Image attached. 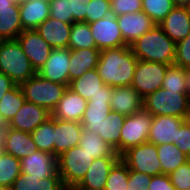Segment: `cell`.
Segmentation results:
<instances>
[{
  "label": "cell",
  "instance_id": "8",
  "mask_svg": "<svg viewBox=\"0 0 190 190\" xmlns=\"http://www.w3.org/2000/svg\"><path fill=\"white\" fill-rule=\"evenodd\" d=\"M120 159L129 170L155 176L162 174V166L157 154V145L145 142L125 151Z\"/></svg>",
  "mask_w": 190,
  "mask_h": 190
},
{
  "label": "cell",
  "instance_id": "16",
  "mask_svg": "<svg viewBox=\"0 0 190 190\" xmlns=\"http://www.w3.org/2000/svg\"><path fill=\"white\" fill-rule=\"evenodd\" d=\"M186 120L176 116H153L148 142L155 145L173 143L177 146L178 129Z\"/></svg>",
  "mask_w": 190,
  "mask_h": 190
},
{
  "label": "cell",
  "instance_id": "47",
  "mask_svg": "<svg viewBox=\"0 0 190 190\" xmlns=\"http://www.w3.org/2000/svg\"><path fill=\"white\" fill-rule=\"evenodd\" d=\"M177 147L190 158V121L186 120L178 129Z\"/></svg>",
  "mask_w": 190,
  "mask_h": 190
},
{
  "label": "cell",
  "instance_id": "40",
  "mask_svg": "<svg viewBox=\"0 0 190 190\" xmlns=\"http://www.w3.org/2000/svg\"><path fill=\"white\" fill-rule=\"evenodd\" d=\"M110 5V0H90L86 23L89 24L111 15Z\"/></svg>",
  "mask_w": 190,
  "mask_h": 190
},
{
  "label": "cell",
  "instance_id": "13",
  "mask_svg": "<svg viewBox=\"0 0 190 190\" xmlns=\"http://www.w3.org/2000/svg\"><path fill=\"white\" fill-rule=\"evenodd\" d=\"M70 49H53L45 65L37 72L42 78L69 86Z\"/></svg>",
  "mask_w": 190,
  "mask_h": 190
},
{
  "label": "cell",
  "instance_id": "31",
  "mask_svg": "<svg viewBox=\"0 0 190 190\" xmlns=\"http://www.w3.org/2000/svg\"><path fill=\"white\" fill-rule=\"evenodd\" d=\"M78 145L82 147V150L93 156L94 159L107 156H119L97 133L84 128Z\"/></svg>",
  "mask_w": 190,
  "mask_h": 190
},
{
  "label": "cell",
  "instance_id": "44",
  "mask_svg": "<svg viewBox=\"0 0 190 190\" xmlns=\"http://www.w3.org/2000/svg\"><path fill=\"white\" fill-rule=\"evenodd\" d=\"M175 65L185 69L190 67V34L176 43Z\"/></svg>",
  "mask_w": 190,
  "mask_h": 190
},
{
  "label": "cell",
  "instance_id": "32",
  "mask_svg": "<svg viewBox=\"0 0 190 190\" xmlns=\"http://www.w3.org/2000/svg\"><path fill=\"white\" fill-rule=\"evenodd\" d=\"M157 154L162 166V174L166 175L189 160V157L173 143L157 145Z\"/></svg>",
  "mask_w": 190,
  "mask_h": 190
},
{
  "label": "cell",
  "instance_id": "46",
  "mask_svg": "<svg viewBox=\"0 0 190 190\" xmlns=\"http://www.w3.org/2000/svg\"><path fill=\"white\" fill-rule=\"evenodd\" d=\"M89 2L90 0H71V24L74 22H86Z\"/></svg>",
  "mask_w": 190,
  "mask_h": 190
},
{
  "label": "cell",
  "instance_id": "45",
  "mask_svg": "<svg viewBox=\"0 0 190 190\" xmlns=\"http://www.w3.org/2000/svg\"><path fill=\"white\" fill-rule=\"evenodd\" d=\"M150 182V175L129 170L127 190H148Z\"/></svg>",
  "mask_w": 190,
  "mask_h": 190
},
{
  "label": "cell",
  "instance_id": "14",
  "mask_svg": "<svg viewBox=\"0 0 190 190\" xmlns=\"http://www.w3.org/2000/svg\"><path fill=\"white\" fill-rule=\"evenodd\" d=\"M116 18L123 40L128 46L156 25L143 11L123 14Z\"/></svg>",
  "mask_w": 190,
  "mask_h": 190
},
{
  "label": "cell",
  "instance_id": "3",
  "mask_svg": "<svg viewBox=\"0 0 190 190\" xmlns=\"http://www.w3.org/2000/svg\"><path fill=\"white\" fill-rule=\"evenodd\" d=\"M143 108L152 116H176L188 119L190 99L187 93L160 88L143 99Z\"/></svg>",
  "mask_w": 190,
  "mask_h": 190
},
{
  "label": "cell",
  "instance_id": "53",
  "mask_svg": "<svg viewBox=\"0 0 190 190\" xmlns=\"http://www.w3.org/2000/svg\"><path fill=\"white\" fill-rule=\"evenodd\" d=\"M66 190H90V189L81 187V186H79V185H74V186L69 187V188L66 189Z\"/></svg>",
  "mask_w": 190,
  "mask_h": 190
},
{
  "label": "cell",
  "instance_id": "5",
  "mask_svg": "<svg viewBox=\"0 0 190 190\" xmlns=\"http://www.w3.org/2000/svg\"><path fill=\"white\" fill-rule=\"evenodd\" d=\"M19 86L26 101L45 107L50 113L69 87L44 79L37 73Z\"/></svg>",
  "mask_w": 190,
  "mask_h": 190
},
{
  "label": "cell",
  "instance_id": "39",
  "mask_svg": "<svg viewBox=\"0 0 190 190\" xmlns=\"http://www.w3.org/2000/svg\"><path fill=\"white\" fill-rule=\"evenodd\" d=\"M186 83L185 68L175 64L169 65L163 79L162 88L177 91L178 93H187Z\"/></svg>",
  "mask_w": 190,
  "mask_h": 190
},
{
  "label": "cell",
  "instance_id": "50",
  "mask_svg": "<svg viewBox=\"0 0 190 190\" xmlns=\"http://www.w3.org/2000/svg\"><path fill=\"white\" fill-rule=\"evenodd\" d=\"M6 124L0 123V150H3Z\"/></svg>",
  "mask_w": 190,
  "mask_h": 190
},
{
  "label": "cell",
  "instance_id": "35",
  "mask_svg": "<svg viewBox=\"0 0 190 190\" xmlns=\"http://www.w3.org/2000/svg\"><path fill=\"white\" fill-rule=\"evenodd\" d=\"M31 137L38 150L53 154L54 117L50 116L42 122L33 132H31Z\"/></svg>",
  "mask_w": 190,
  "mask_h": 190
},
{
  "label": "cell",
  "instance_id": "15",
  "mask_svg": "<svg viewBox=\"0 0 190 190\" xmlns=\"http://www.w3.org/2000/svg\"><path fill=\"white\" fill-rule=\"evenodd\" d=\"M83 126L80 122L54 118L53 154L58 157L63 152L77 146Z\"/></svg>",
  "mask_w": 190,
  "mask_h": 190
},
{
  "label": "cell",
  "instance_id": "19",
  "mask_svg": "<svg viewBox=\"0 0 190 190\" xmlns=\"http://www.w3.org/2000/svg\"><path fill=\"white\" fill-rule=\"evenodd\" d=\"M159 26L172 41L178 43L190 34V16L185 7L178 3Z\"/></svg>",
  "mask_w": 190,
  "mask_h": 190
},
{
  "label": "cell",
  "instance_id": "30",
  "mask_svg": "<svg viewBox=\"0 0 190 190\" xmlns=\"http://www.w3.org/2000/svg\"><path fill=\"white\" fill-rule=\"evenodd\" d=\"M126 116L111 111L100 124L98 135L120 156V129Z\"/></svg>",
  "mask_w": 190,
  "mask_h": 190
},
{
  "label": "cell",
  "instance_id": "1",
  "mask_svg": "<svg viewBox=\"0 0 190 190\" xmlns=\"http://www.w3.org/2000/svg\"><path fill=\"white\" fill-rule=\"evenodd\" d=\"M138 59L130 46L100 51L97 70L105 85L131 86Z\"/></svg>",
  "mask_w": 190,
  "mask_h": 190
},
{
  "label": "cell",
  "instance_id": "42",
  "mask_svg": "<svg viewBox=\"0 0 190 190\" xmlns=\"http://www.w3.org/2000/svg\"><path fill=\"white\" fill-rule=\"evenodd\" d=\"M49 17L71 24V0H50Z\"/></svg>",
  "mask_w": 190,
  "mask_h": 190
},
{
  "label": "cell",
  "instance_id": "21",
  "mask_svg": "<svg viewBox=\"0 0 190 190\" xmlns=\"http://www.w3.org/2000/svg\"><path fill=\"white\" fill-rule=\"evenodd\" d=\"M87 103V100L68 87L58 105L51 112V116L60 120L81 122Z\"/></svg>",
  "mask_w": 190,
  "mask_h": 190
},
{
  "label": "cell",
  "instance_id": "2",
  "mask_svg": "<svg viewBox=\"0 0 190 190\" xmlns=\"http://www.w3.org/2000/svg\"><path fill=\"white\" fill-rule=\"evenodd\" d=\"M138 60L173 65L176 43L172 41L159 25H155L130 45Z\"/></svg>",
  "mask_w": 190,
  "mask_h": 190
},
{
  "label": "cell",
  "instance_id": "37",
  "mask_svg": "<svg viewBox=\"0 0 190 190\" xmlns=\"http://www.w3.org/2000/svg\"><path fill=\"white\" fill-rule=\"evenodd\" d=\"M20 173V160L2 151L0 154V185L11 187Z\"/></svg>",
  "mask_w": 190,
  "mask_h": 190
},
{
  "label": "cell",
  "instance_id": "43",
  "mask_svg": "<svg viewBox=\"0 0 190 190\" xmlns=\"http://www.w3.org/2000/svg\"><path fill=\"white\" fill-rule=\"evenodd\" d=\"M142 0H110L111 14L118 17L127 13L142 11Z\"/></svg>",
  "mask_w": 190,
  "mask_h": 190
},
{
  "label": "cell",
  "instance_id": "18",
  "mask_svg": "<svg viewBox=\"0 0 190 190\" xmlns=\"http://www.w3.org/2000/svg\"><path fill=\"white\" fill-rule=\"evenodd\" d=\"M50 116L51 113L45 107L26 101L7 126L31 133Z\"/></svg>",
  "mask_w": 190,
  "mask_h": 190
},
{
  "label": "cell",
  "instance_id": "11",
  "mask_svg": "<svg viewBox=\"0 0 190 190\" xmlns=\"http://www.w3.org/2000/svg\"><path fill=\"white\" fill-rule=\"evenodd\" d=\"M113 87L106 85V92H99L88 100L87 108L81 120L84 129L99 133L100 124L112 111L110 100Z\"/></svg>",
  "mask_w": 190,
  "mask_h": 190
},
{
  "label": "cell",
  "instance_id": "38",
  "mask_svg": "<svg viewBox=\"0 0 190 190\" xmlns=\"http://www.w3.org/2000/svg\"><path fill=\"white\" fill-rule=\"evenodd\" d=\"M129 168L119 159L111 168L104 190H127Z\"/></svg>",
  "mask_w": 190,
  "mask_h": 190
},
{
  "label": "cell",
  "instance_id": "10",
  "mask_svg": "<svg viewBox=\"0 0 190 190\" xmlns=\"http://www.w3.org/2000/svg\"><path fill=\"white\" fill-rule=\"evenodd\" d=\"M96 47L101 51L105 49L128 46L121 35L117 18L109 15L98 21L89 23Z\"/></svg>",
  "mask_w": 190,
  "mask_h": 190
},
{
  "label": "cell",
  "instance_id": "34",
  "mask_svg": "<svg viewBox=\"0 0 190 190\" xmlns=\"http://www.w3.org/2000/svg\"><path fill=\"white\" fill-rule=\"evenodd\" d=\"M68 48L70 50L97 48L88 23L74 22L72 24Z\"/></svg>",
  "mask_w": 190,
  "mask_h": 190
},
{
  "label": "cell",
  "instance_id": "17",
  "mask_svg": "<svg viewBox=\"0 0 190 190\" xmlns=\"http://www.w3.org/2000/svg\"><path fill=\"white\" fill-rule=\"evenodd\" d=\"M21 173L43 179L57 172V157L49 152L37 150L20 160Z\"/></svg>",
  "mask_w": 190,
  "mask_h": 190
},
{
  "label": "cell",
  "instance_id": "36",
  "mask_svg": "<svg viewBox=\"0 0 190 190\" xmlns=\"http://www.w3.org/2000/svg\"><path fill=\"white\" fill-rule=\"evenodd\" d=\"M177 0H142V11L149 16L156 25L171 12L178 4Z\"/></svg>",
  "mask_w": 190,
  "mask_h": 190
},
{
  "label": "cell",
  "instance_id": "49",
  "mask_svg": "<svg viewBox=\"0 0 190 190\" xmlns=\"http://www.w3.org/2000/svg\"><path fill=\"white\" fill-rule=\"evenodd\" d=\"M16 84L11 80L10 77L0 72V101L6 92L13 89Z\"/></svg>",
  "mask_w": 190,
  "mask_h": 190
},
{
  "label": "cell",
  "instance_id": "26",
  "mask_svg": "<svg viewBox=\"0 0 190 190\" xmlns=\"http://www.w3.org/2000/svg\"><path fill=\"white\" fill-rule=\"evenodd\" d=\"M69 85L76 78L81 77L88 70L97 68L100 50L98 48H87L70 50Z\"/></svg>",
  "mask_w": 190,
  "mask_h": 190
},
{
  "label": "cell",
  "instance_id": "9",
  "mask_svg": "<svg viewBox=\"0 0 190 190\" xmlns=\"http://www.w3.org/2000/svg\"><path fill=\"white\" fill-rule=\"evenodd\" d=\"M168 67L167 64L138 60L131 83L132 88L144 99L162 87Z\"/></svg>",
  "mask_w": 190,
  "mask_h": 190
},
{
  "label": "cell",
  "instance_id": "29",
  "mask_svg": "<svg viewBox=\"0 0 190 190\" xmlns=\"http://www.w3.org/2000/svg\"><path fill=\"white\" fill-rule=\"evenodd\" d=\"M12 190H66L58 171L51 177L38 179L20 173L11 186Z\"/></svg>",
  "mask_w": 190,
  "mask_h": 190
},
{
  "label": "cell",
  "instance_id": "41",
  "mask_svg": "<svg viewBox=\"0 0 190 190\" xmlns=\"http://www.w3.org/2000/svg\"><path fill=\"white\" fill-rule=\"evenodd\" d=\"M168 176L176 190H190V160L179 166Z\"/></svg>",
  "mask_w": 190,
  "mask_h": 190
},
{
  "label": "cell",
  "instance_id": "27",
  "mask_svg": "<svg viewBox=\"0 0 190 190\" xmlns=\"http://www.w3.org/2000/svg\"><path fill=\"white\" fill-rule=\"evenodd\" d=\"M19 11L23 30H33L49 17L50 6L49 2L26 0Z\"/></svg>",
  "mask_w": 190,
  "mask_h": 190
},
{
  "label": "cell",
  "instance_id": "33",
  "mask_svg": "<svg viewBox=\"0 0 190 190\" xmlns=\"http://www.w3.org/2000/svg\"><path fill=\"white\" fill-rule=\"evenodd\" d=\"M26 102L19 85L5 93L0 101V123L8 124Z\"/></svg>",
  "mask_w": 190,
  "mask_h": 190
},
{
  "label": "cell",
  "instance_id": "7",
  "mask_svg": "<svg viewBox=\"0 0 190 190\" xmlns=\"http://www.w3.org/2000/svg\"><path fill=\"white\" fill-rule=\"evenodd\" d=\"M152 118L144 108L126 116L120 129V156L128 149L148 142Z\"/></svg>",
  "mask_w": 190,
  "mask_h": 190
},
{
  "label": "cell",
  "instance_id": "51",
  "mask_svg": "<svg viewBox=\"0 0 190 190\" xmlns=\"http://www.w3.org/2000/svg\"><path fill=\"white\" fill-rule=\"evenodd\" d=\"M185 79H186V91H187V95L189 96L190 99V67L185 69Z\"/></svg>",
  "mask_w": 190,
  "mask_h": 190
},
{
  "label": "cell",
  "instance_id": "48",
  "mask_svg": "<svg viewBox=\"0 0 190 190\" xmlns=\"http://www.w3.org/2000/svg\"><path fill=\"white\" fill-rule=\"evenodd\" d=\"M148 190H176V188L172 185L168 175L160 174L151 176Z\"/></svg>",
  "mask_w": 190,
  "mask_h": 190
},
{
  "label": "cell",
  "instance_id": "52",
  "mask_svg": "<svg viewBox=\"0 0 190 190\" xmlns=\"http://www.w3.org/2000/svg\"><path fill=\"white\" fill-rule=\"evenodd\" d=\"M181 4L185 7L188 15L190 16V0H184Z\"/></svg>",
  "mask_w": 190,
  "mask_h": 190
},
{
  "label": "cell",
  "instance_id": "4",
  "mask_svg": "<svg viewBox=\"0 0 190 190\" xmlns=\"http://www.w3.org/2000/svg\"><path fill=\"white\" fill-rule=\"evenodd\" d=\"M0 72L10 77L16 85L37 73L17 39L3 40L0 43Z\"/></svg>",
  "mask_w": 190,
  "mask_h": 190
},
{
  "label": "cell",
  "instance_id": "6",
  "mask_svg": "<svg viewBox=\"0 0 190 190\" xmlns=\"http://www.w3.org/2000/svg\"><path fill=\"white\" fill-rule=\"evenodd\" d=\"M93 160V156L82 150L79 145L57 157V171L65 189L78 185L82 181Z\"/></svg>",
  "mask_w": 190,
  "mask_h": 190
},
{
  "label": "cell",
  "instance_id": "20",
  "mask_svg": "<svg viewBox=\"0 0 190 190\" xmlns=\"http://www.w3.org/2000/svg\"><path fill=\"white\" fill-rule=\"evenodd\" d=\"M119 159L120 156L94 159L78 185L90 190H104L109 172Z\"/></svg>",
  "mask_w": 190,
  "mask_h": 190
},
{
  "label": "cell",
  "instance_id": "23",
  "mask_svg": "<svg viewBox=\"0 0 190 190\" xmlns=\"http://www.w3.org/2000/svg\"><path fill=\"white\" fill-rule=\"evenodd\" d=\"M110 105L112 111L129 116L143 108V98L132 86L115 87L112 90Z\"/></svg>",
  "mask_w": 190,
  "mask_h": 190
},
{
  "label": "cell",
  "instance_id": "24",
  "mask_svg": "<svg viewBox=\"0 0 190 190\" xmlns=\"http://www.w3.org/2000/svg\"><path fill=\"white\" fill-rule=\"evenodd\" d=\"M38 150L31 133L10 128L6 125L3 151L21 160Z\"/></svg>",
  "mask_w": 190,
  "mask_h": 190
},
{
  "label": "cell",
  "instance_id": "55",
  "mask_svg": "<svg viewBox=\"0 0 190 190\" xmlns=\"http://www.w3.org/2000/svg\"><path fill=\"white\" fill-rule=\"evenodd\" d=\"M0 190H12L11 187L0 185Z\"/></svg>",
  "mask_w": 190,
  "mask_h": 190
},
{
  "label": "cell",
  "instance_id": "22",
  "mask_svg": "<svg viewBox=\"0 0 190 190\" xmlns=\"http://www.w3.org/2000/svg\"><path fill=\"white\" fill-rule=\"evenodd\" d=\"M72 24L48 17L35 30L53 48H68Z\"/></svg>",
  "mask_w": 190,
  "mask_h": 190
},
{
  "label": "cell",
  "instance_id": "25",
  "mask_svg": "<svg viewBox=\"0 0 190 190\" xmlns=\"http://www.w3.org/2000/svg\"><path fill=\"white\" fill-rule=\"evenodd\" d=\"M23 32L19 5L0 0V36L3 40L16 39Z\"/></svg>",
  "mask_w": 190,
  "mask_h": 190
},
{
  "label": "cell",
  "instance_id": "12",
  "mask_svg": "<svg viewBox=\"0 0 190 190\" xmlns=\"http://www.w3.org/2000/svg\"><path fill=\"white\" fill-rule=\"evenodd\" d=\"M16 39L31 62L32 67L38 72L45 65L53 48L35 29L23 30Z\"/></svg>",
  "mask_w": 190,
  "mask_h": 190
},
{
  "label": "cell",
  "instance_id": "28",
  "mask_svg": "<svg viewBox=\"0 0 190 190\" xmlns=\"http://www.w3.org/2000/svg\"><path fill=\"white\" fill-rule=\"evenodd\" d=\"M69 88L87 101L99 92H106V85L97 68L88 70L81 77L72 80Z\"/></svg>",
  "mask_w": 190,
  "mask_h": 190
},
{
  "label": "cell",
  "instance_id": "54",
  "mask_svg": "<svg viewBox=\"0 0 190 190\" xmlns=\"http://www.w3.org/2000/svg\"><path fill=\"white\" fill-rule=\"evenodd\" d=\"M16 5H22L26 0H10Z\"/></svg>",
  "mask_w": 190,
  "mask_h": 190
}]
</instances>
